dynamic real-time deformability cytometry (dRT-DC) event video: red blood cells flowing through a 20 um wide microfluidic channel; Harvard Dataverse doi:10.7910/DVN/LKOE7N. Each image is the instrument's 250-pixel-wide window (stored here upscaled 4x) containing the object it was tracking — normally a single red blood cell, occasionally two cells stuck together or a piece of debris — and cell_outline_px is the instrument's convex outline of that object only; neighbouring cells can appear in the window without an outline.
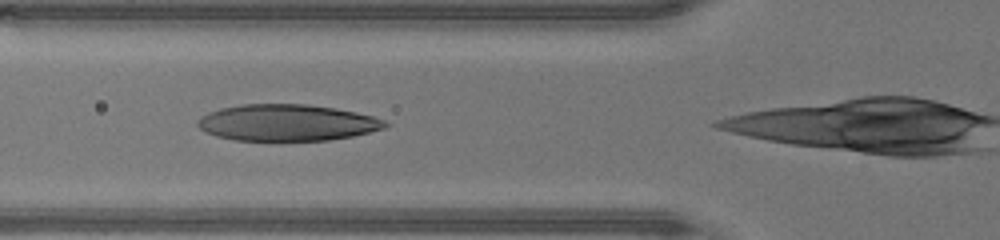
{"species": "human", "species_latin": "Homo sapiens", "temperature_condition": "warm", "stored_images_in_passage": 32, "camera_frame_rate_fps": 3000, "um_per_image_px": 0.085, "donor": {"sex": "male"}, "frame": {"image": 1, "passage_image": 11, "time_ms": 3.333, "image_size_px": [1000, 240], "cell_outline_px": [[392, 124], [384, 128], [352, 136], [328, 140], [236, 140], [216, 136], [204, 132], [196, 124], [196, 120], [200, 116], [208, 112], [220, 108], [240, 104], [308, 104], [336, 108], [356, 112], [372, 116], [384, 120]], "centroid_in_image_um": [24.37, 10.41], "position_along_channel_um": 101.4, "area_um2": 40.0}}
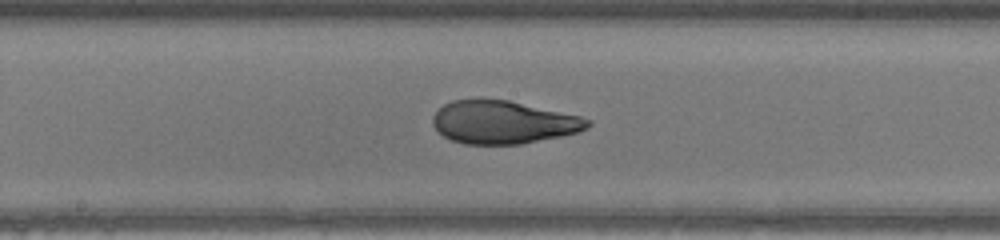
{"frame": {"image": 2, "passage_image": 18, "time_ms": 5.667, "image_size_px": [1000, 240], "cell_outline_px": [[592, 124], [588, 128], [576, 132], [560, 136], [520, 144], [464, 144], [452, 140], [444, 136], [432, 124], [432, 116], [444, 104], [452, 100], [480, 96], [508, 100], [580, 116], [592, 120]], "centroid_in_image_um": [42.74, 10.35], "position_along_channel_um": 205.5, "area_um2": 39.19}}
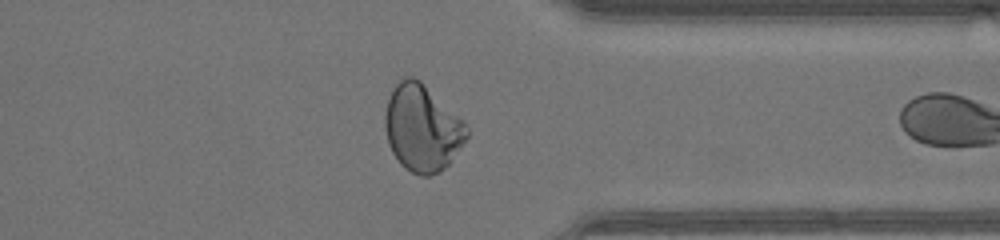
{"frame": {"image": 3, "passage_image": 30, "time_ms": 9.667, "image_size_px": [1000, 240], "cell_outline_px": [[468, 136], [460, 148], [448, 164], [440, 172], [428, 176], [420, 176], [404, 168], [400, 164], [392, 152], [388, 144], [384, 124], [384, 116], [388, 100], [392, 88], [400, 80], [408, 76], [412, 76], [420, 80], [464, 120], [468, 128]], "centroid_in_image_um": [35.88, 10.89], "position_along_channel_um": 375.5, "area_um2": 41.38}}